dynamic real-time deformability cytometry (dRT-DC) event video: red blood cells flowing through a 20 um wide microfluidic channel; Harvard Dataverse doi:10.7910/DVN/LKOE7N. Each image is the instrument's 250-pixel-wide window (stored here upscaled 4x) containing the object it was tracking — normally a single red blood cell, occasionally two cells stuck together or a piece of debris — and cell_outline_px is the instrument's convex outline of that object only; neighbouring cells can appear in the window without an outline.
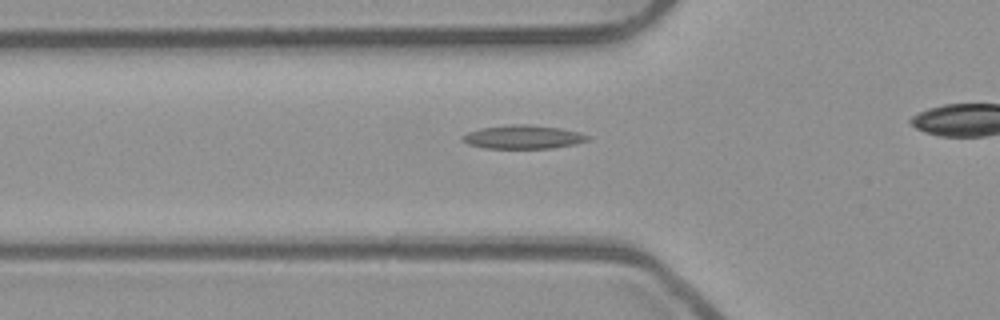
{"species": "common noctule bat (a hibernating species)", "species_latin": "Nyctalus noctula", "temperature_condition": "room temperature", "stored_images_in_passage": 28, "camera_frame_rate_fps": 3000, "um_per_image_px": 0.085, "animal": {"sex": "male", "body_mass_g": 23.1, "forearm_length_mm": 52.7}, "frame": {"image": 1, "passage_image": 4, "time_ms": 1.0, "image_size_px": [1000, 320], "cell_outline_px": [[592, 136], [588, 140], [576, 144], [552, 148], [484, 148], [468, 144], [460, 136], [468, 132], [480, 128], [512, 124], [528, 124], [560, 128], [580, 132]], "centroid_in_image_um": [44.49, 11.64], "position_along_channel_um": 81.3, "area_um2": 17.28}}
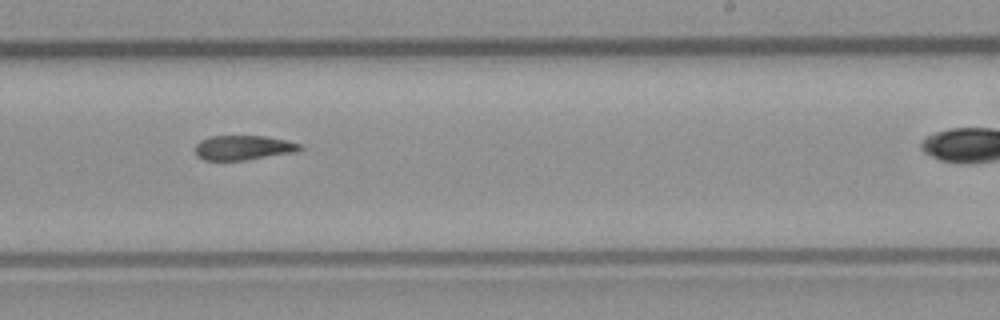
{"frame": {"image": 2, "passage_image": 18, "time_ms": 5.667, "image_size_px": [1000, 320], "cell_outline_px": [[304, 148], [296, 152], [244, 160], [204, 160], [196, 156], [196, 144], [200, 140], [208, 136], [264, 136], [288, 140], [300, 144]], "centroid_in_image_um": [20.68, 12.55], "position_along_channel_um": 268.3, "area_um2": 15.09}}
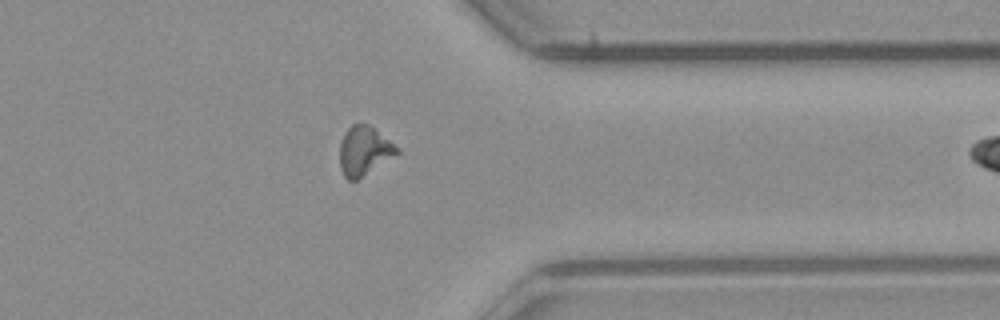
{"frame": {"image": 3, "passage_image": 27, "time_ms": 8.667, "image_size_px": [1000, 320], "cell_outline_px": [[400, 152], [356, 180], [348, 180], [344, 176], [340, 168], [340, 144], [344, 132], [352, 124], [368, 124], [400, 148]], "centroid_in_image_um": [30.94, 12.81], "position_along_channel_um": 380.5, "area_um2": 16.13}}